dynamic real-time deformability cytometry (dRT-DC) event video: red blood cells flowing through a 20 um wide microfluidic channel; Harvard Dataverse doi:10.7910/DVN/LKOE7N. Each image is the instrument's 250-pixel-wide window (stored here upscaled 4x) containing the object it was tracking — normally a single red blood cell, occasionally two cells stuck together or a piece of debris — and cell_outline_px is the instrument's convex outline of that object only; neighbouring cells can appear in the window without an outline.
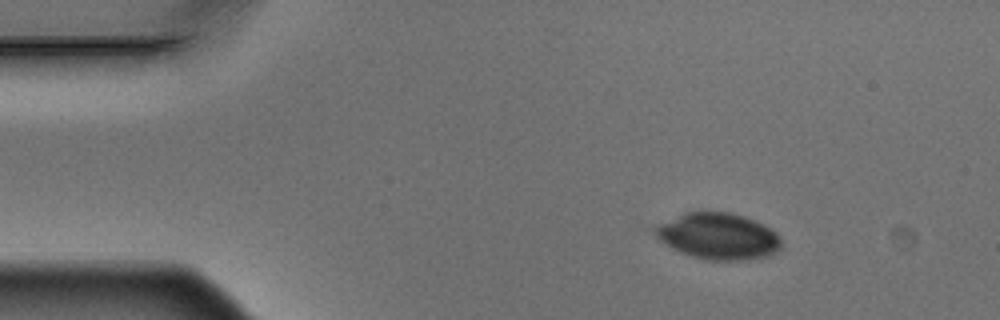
{"species": "Egyptian fruit bat (a non-hibernating species)", "species_latin": "Rousettus aegyptiacus", "temperature_condition": "warm", "stored_images_in_passage": 4, "camera_frame_rate_fps": 3000, "um_per_image_px": 0.085, "animal": {"sex": "male"}, "frame": {"image": 1, "passage_image": 2, "time_ms": 0.333, "image_size_px": [1000, 320], "cell_outline_px": [[780, 248], [776, 252], [768, 256], [740, 260], [704, 260], [680, 252], [672, 248], [660, 240], [656, 236], [652, 228], [684, 212], [728, 212], [744, 216], [764, 224], [776, 232], [780, 236]], "centroid_in_image_um": [61.05, 20.08], "position_along_channel_um": 23.9, "area_um2": 33.99}}